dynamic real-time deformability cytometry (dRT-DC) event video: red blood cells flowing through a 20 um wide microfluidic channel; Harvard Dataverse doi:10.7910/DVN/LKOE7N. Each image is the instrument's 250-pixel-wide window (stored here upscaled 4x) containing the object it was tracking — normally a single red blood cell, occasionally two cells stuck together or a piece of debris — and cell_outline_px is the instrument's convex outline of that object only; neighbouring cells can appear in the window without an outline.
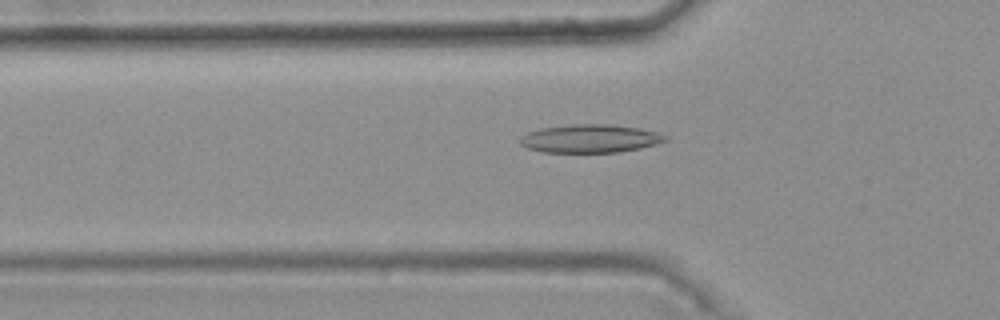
{"species": "common noctule bat (a hibernating species)", "species_latin": "Nyctalus noctula", "temperature_condition": "warm", "stored_images_in_passage": 42, "camera_frame_rate_fps": 3000, "um_per_image_px": 0.085, "animal": {"sex": "female", "body_mass_g": 25.1}, "frame": {"image": 1, "passage_image": 11, "time_ms": 3.333, "image_size_px": [1000, 320], "cell_outline_px": [[668, 140], [640, 148], [620, 152], [544, 152], [528, 148], [520, 144], [516, 140], [520, 136], [528, 132], [540, 128], [572, 124], [608, 124], [640, 128], [656, 132], [668, 136]], "centroid_in_image_um": [50.12, 11.77], "position_along_channel_um": 75.7, "area_um2": 23.99}}
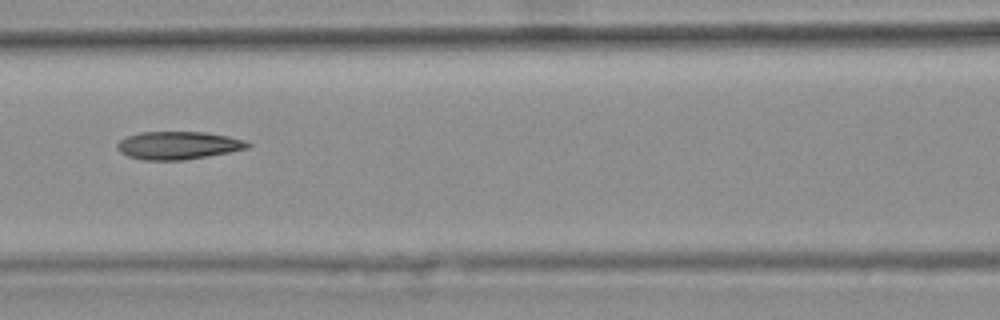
{"frame": {"image": 2, "passage_image": 17, "time_ms": 5.333, "image_size_px": [1000, 320], "cell_outline_px": [[252, 144], [248, 148], [208, 156], [184, 160], [144, 160], [128, 156], [120, 152], [116, 148], [116, 144], [120, 140], [128, 136], [140, 132], [208, 132], [228, 136], [244, 140]], "centroid_in_image_um": [15.14, 12.35], "position_along_channel_um": 151.5, "area_um2": 21.21}}
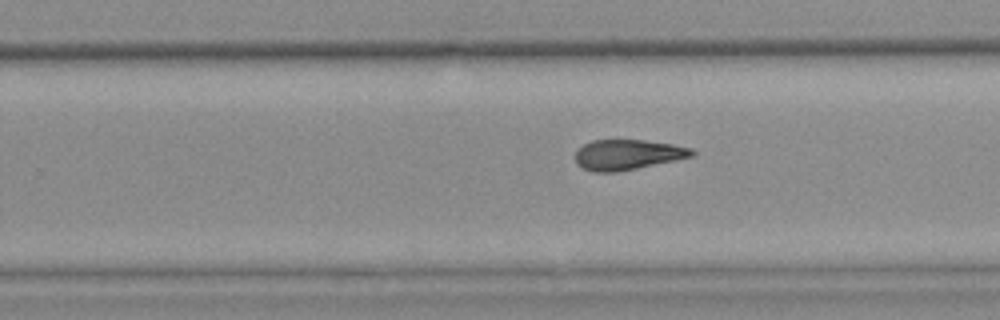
{"frame": {"image": 3, "passage_image": 27, "time_ms": 8.667, "image_size_px": [1000, 320], "cell_outline_px": [[696, 152], [692, 156], [636, 168], [616, 172], [592, 172], [576, 164], [576, 152], [584, 144], [592, 140], [644, 140], [672, 144], [692, 148]], "centroid_in_image_um": [53.32, 13.14], "position_along_channel_um": 276.5, "area_um2": 20.29}, "authors_computed_cell_mechanics": {"area_um2": 21.1548, "velocity_mm_per_s": 3.7649, "shape_relaxation_time_tau1_ms": null, "shape_relaxation_time_tau2_ms": 5.9566, "deformation_change_tau1": null, "deformation_change_tau2": 0.161}}